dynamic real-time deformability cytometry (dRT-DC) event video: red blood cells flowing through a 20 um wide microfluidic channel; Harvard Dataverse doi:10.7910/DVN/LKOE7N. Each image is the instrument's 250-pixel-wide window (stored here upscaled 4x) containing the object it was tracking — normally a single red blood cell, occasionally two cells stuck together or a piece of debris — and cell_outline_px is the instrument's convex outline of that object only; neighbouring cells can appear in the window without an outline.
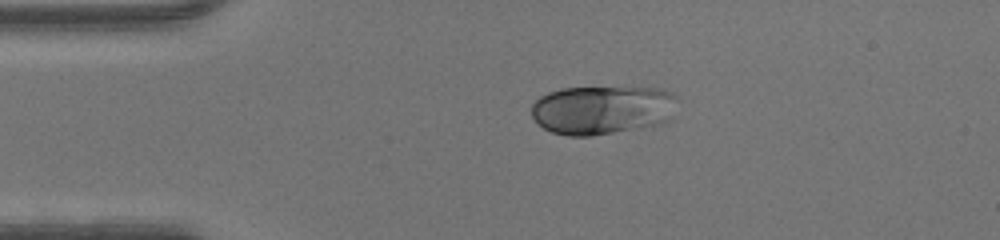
{"species": "human", "species_latin": "Homo sapiens", "temperature_condition": "warm", "stored_images_in_passage": 38, "camera_frame_rate_fps": 3000, "um_per_image_px": 0.085, "donor": {"sex": "male"}, "frame": {"image": 1, "passage_image": 1, "time_ms": 0.0, "image_size_px": [1000, 240], "cell_outline_px": [[680, 100], [672, 120], [664, 124], [592, 136], [568, 136], [552, 132], [544, 128], [532, 116], [532, 104], [540, 96], [548, 92], [560, 88], [664, 88], [672, 92]], "centroid_in_image_um": [51.29, 9.34], "position_along_channel_um": 33.7, "area_um2": 42.31}}
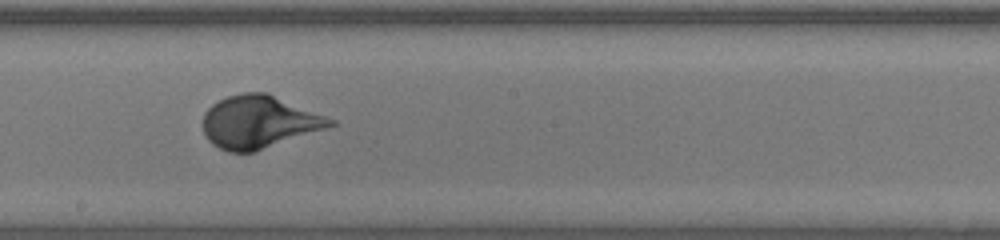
{"frame": {"image": 2, "passage_image": 17, "time_ms": 5.333, "image_size_px": [1000, 240], "cell_outline_px": [[336, 124], [256, 152], [228, 152], [212, 144], [208, 140], [204, 132], [204, 112], [212, 104], [228, 96], [244, 92], [268, 92], [336, 120]], "centroid_in_image_um": [22.01, 10.36], "position_along_channel_um": 226.2, "area_um2": 38.96}}
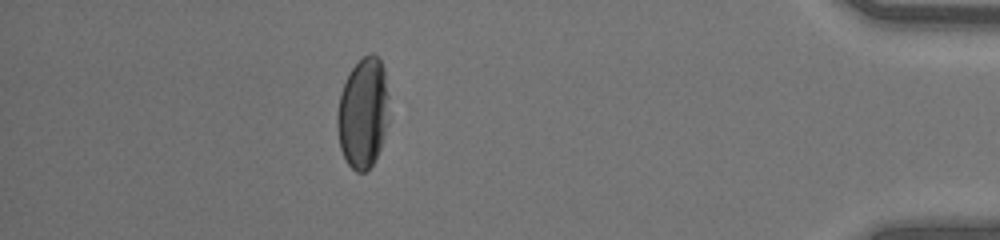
{"frame": {"image": 3, "passage_image": 33, "time_ms": 10.667, "image_size_px": [1000, 240], "cell_outline_px": [[388, 120], [380, 148], [372, 164], [364, 172], [356, 172], [348, 164], [340, 148], [336, 128], [336, 116], [340, 92], [348, 72], [364, 56], [372, 52], [380, 60], [384, 68], [388, 96]], "centroid_in_image_um": [30.84, 9.59], "position_along_channel_um": 404.4, "area_um2": 33.41}}